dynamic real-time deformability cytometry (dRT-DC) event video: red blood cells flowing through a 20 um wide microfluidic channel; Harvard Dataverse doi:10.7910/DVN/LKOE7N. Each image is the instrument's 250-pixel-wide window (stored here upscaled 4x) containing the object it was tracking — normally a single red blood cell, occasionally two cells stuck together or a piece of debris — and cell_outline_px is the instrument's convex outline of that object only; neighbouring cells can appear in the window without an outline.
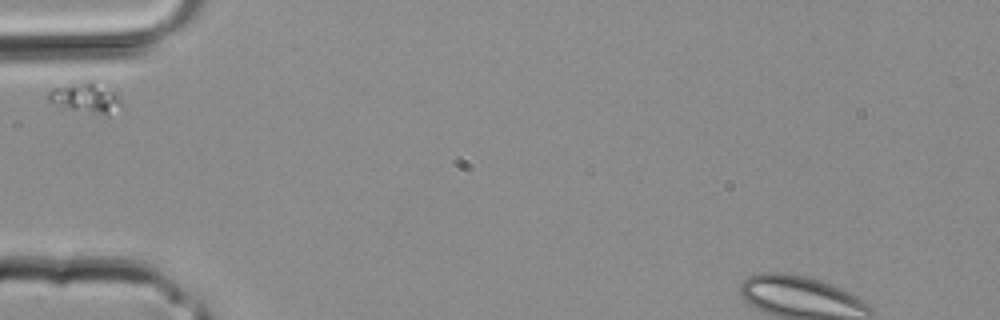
{"species": "common noctule bat (a hibernating species)", "species_latin": "Nyctalus noctula", "temperature_condition": "room temperature", "stored_images_in_passage": 1, "camera_frame_rate_fps": 3000, "um_per_image_px": 0.085, "animal": {"sex": "male", "body_mass_g": 20.4}, "frame": {"image": 1, "passage_image": 1, "time_ms": 0.0, "image_size_px": [1000, 320], "cell_outline_px": [[120, 104], [108, 116], [56, 108], [48, 100], [48, 92], [52, 88], [84, 80], [92, 80], [112, 92], [120, 100]], "centroid_in_image_um": [7.16, 8.33], "position_along_channel_um": 77.8, "area_um2": 13.01}}